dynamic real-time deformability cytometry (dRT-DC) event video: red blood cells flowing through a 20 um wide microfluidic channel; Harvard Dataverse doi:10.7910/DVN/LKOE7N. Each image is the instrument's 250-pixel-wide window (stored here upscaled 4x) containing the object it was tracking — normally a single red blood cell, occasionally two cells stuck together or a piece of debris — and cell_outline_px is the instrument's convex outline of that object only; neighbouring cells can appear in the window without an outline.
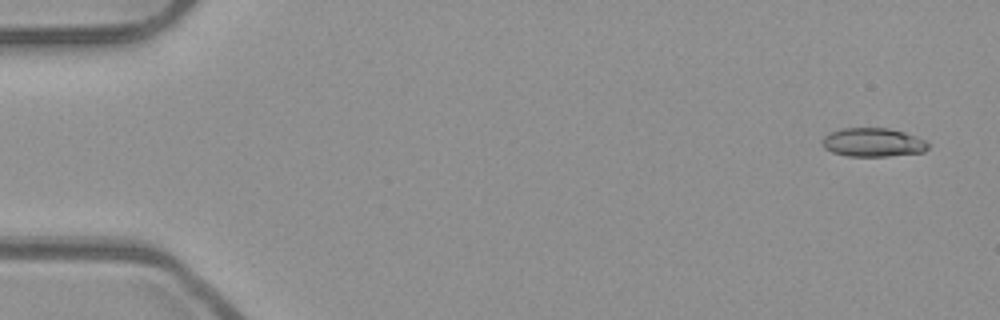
{"species": "common noctule bat (a hibernating species)", "species_latin": "Nyctalus noctula", "temperature_condition": "room temperature", "stored_images_in_passage": 48, "camera_frame_rate_fps": 3000, "um_per_image_px": 0.085, "animal": {"sex": "male", "body_mass_g": 23.1, "forearm_length_mm": 52.7}, "frame": {"image": 1, "passage_image": 3, "time_ms": 0.667, "image_size_px": [1000, 320], "cell_outline_px": [[928, 148], [924, 152], [888, 156], [848, 156], [832, 152], [824, 148], [820, 144], [820, 140], [828, 132], [844, 128], [888, 128], [904, 132], [928, 140]], "centroid_in_image_um": [74.18, 12.1], "position_along_channel_um": 10.8, "area_um2": 17.98}}
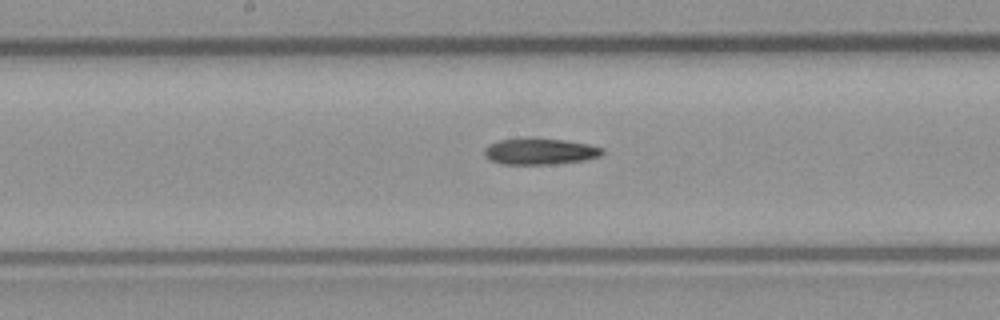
{"frame": {"image": 2, "passage_image": 28, "time_ms": 9.0, "image_size_px": [1000, 320], "cell_outline_px": [[604, 152], [600, 156], [584, 160], [552, 164], [500, 164], [488, 160], [484, 156], [484, 148], [488, 144], [500, 140], [564, 140], [588, 144], [604, 148]], "centroid_in_image_um": [45.88, 12.9], "position_along_channel_um": 202.3, "area_um2": 17.63}}
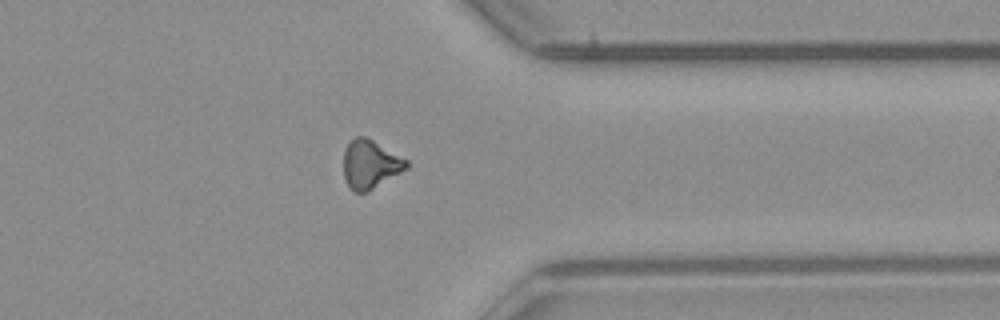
{"frame": {"image": 3, "passage_image": 42, "time_ms": 13.667, "image_size_px": [1000, 320], "cell_outline_px": [[408, 168], [368, 192], [356, 192], [344, 180], [344, 152], [348, 144], [356, 136], [364, 136], [372, 140], [408, 160]], "centroid_in_image_um": [31.48, 13.97], "position_along_channel_um": 379.9, "area_um2": 17.57}}